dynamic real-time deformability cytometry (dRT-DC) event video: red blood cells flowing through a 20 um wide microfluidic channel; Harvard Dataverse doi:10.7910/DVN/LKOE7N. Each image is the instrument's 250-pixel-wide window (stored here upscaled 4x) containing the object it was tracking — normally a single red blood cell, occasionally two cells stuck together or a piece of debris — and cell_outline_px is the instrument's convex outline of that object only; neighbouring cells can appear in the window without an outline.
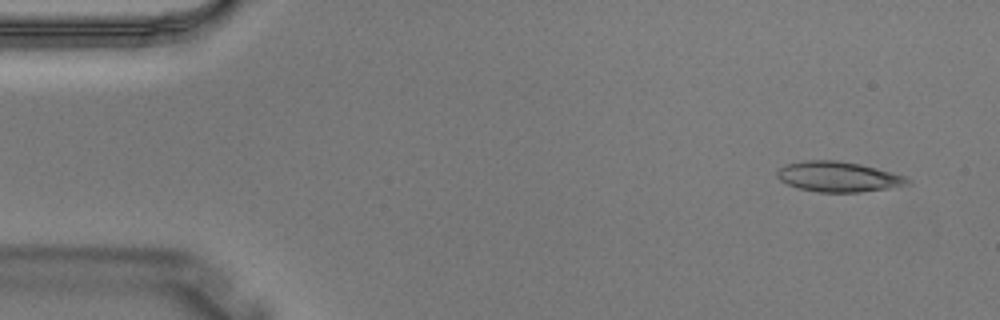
{"species": "Egyptian fruit bat (a non-hibernating species)", "species_latin": "Rousettus aegyptiacus", "temperature_condition": "warm", "stored_images_in_passage": 4, "camera_frame_rate_fps": 3000, "um_per_image_px": 0.085, "animal": {"sex": "male"}, "frame": {"image": 1, "passage_image": 1, "time_ms": 0.0, "image_size_px": [1000, 320], "cell_outline_px": [[912, 184], [888, 188], [860, 192], [816, 192], [800, 188], [788, 184], [780, 180], [776, 176], [776, 172], [784, 164], [804, 160], [836, 160], [860, 164], [876, 168], [904, 176], [912, 180]], "centroid_in_image_um": [71.25, 15.02], "position_along_channel_um": 13.8, "area_um2": 23.0}}
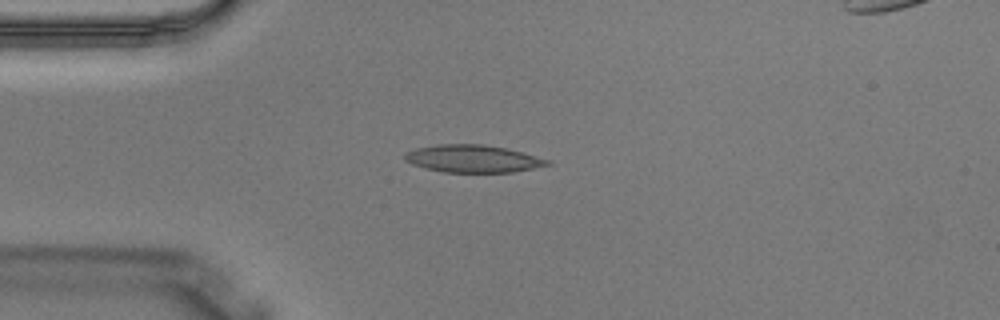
{"frame": {"image": 2, "passage_image": 3, "time_ms": 0.667, "image_size_px": [1000, 320], "cell_outline_px": [[552, 164], [512, 172], [444, 172], [412, 164], [404, 160], [404, 152], [416, 148], [436, 144], [480, 144], [508, 148], [552, 160]], "centroid_in_image_um": [40.21, 13.48], "position_along_channel_um": 44.8, "area_um2": 22.89}}